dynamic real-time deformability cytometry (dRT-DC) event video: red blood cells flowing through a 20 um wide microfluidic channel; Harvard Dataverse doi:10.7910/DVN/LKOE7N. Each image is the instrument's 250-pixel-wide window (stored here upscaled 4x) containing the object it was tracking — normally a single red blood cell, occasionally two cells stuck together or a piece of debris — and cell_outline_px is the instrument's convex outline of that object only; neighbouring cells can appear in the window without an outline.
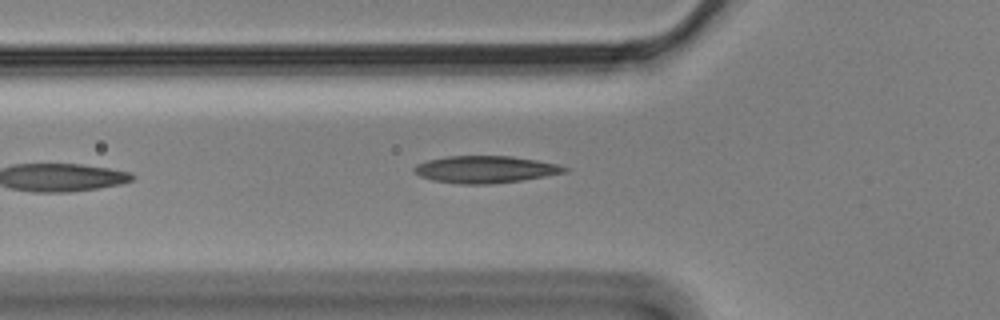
{"species": "Egyptian fruit bat (a non-hibernating species)", "species_latin": "Rousettus aegyptiacus", "temperature_condition": "cold", "stored_images_in_passage": 2, "camera_frame_rate_fps": 3000, "um_per_image_px": 0.085, "animal": {"sex": "male"}, "frame": {"image": 1, "passage_image": 2, "time_ms": 0.333, "image_size_px": [1000, 320], "cell_outline_px": [[568, 172], [520, 180], [488, 184], [460, 184], [432, 180], [420, 176], [412, 168], [416, 164], [428, 160], [448, 156], [512, 156], [536, 160], [556, 164], [568, 168]], "centroid_in_image_um": [41.23, 14.39], "position_along_channel_um": 84.6, "area_um2": 23.52}}